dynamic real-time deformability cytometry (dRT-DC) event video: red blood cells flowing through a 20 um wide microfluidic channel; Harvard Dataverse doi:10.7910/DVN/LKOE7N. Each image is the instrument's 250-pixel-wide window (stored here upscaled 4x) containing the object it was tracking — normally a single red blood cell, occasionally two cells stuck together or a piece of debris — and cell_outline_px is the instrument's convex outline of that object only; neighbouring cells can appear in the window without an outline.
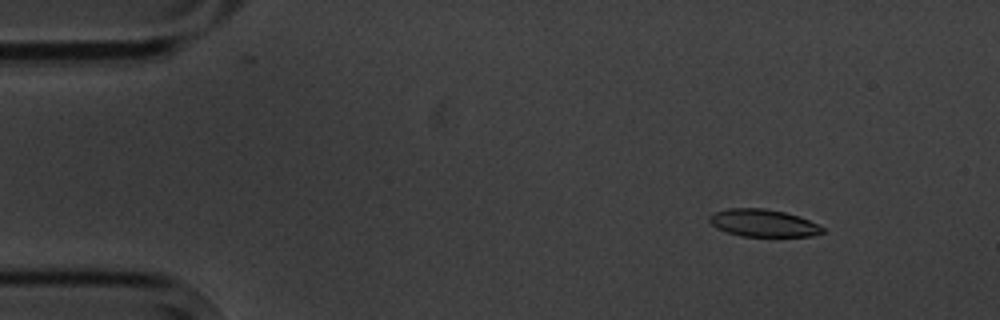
{"species": "common noctule bat (a hibernating species)", "species_latin": "Nyctalus noctula", "temperature_condition": "cold", "stored_images_in_passage": 8, "camera_frame_rate_fps": 3000, "um_per_image_px": 0.085, "animal": {"sex": "male", "body_mass_g": 20.1, "forearm_length_mm": 53.5}, "frame": {"image": 1, "passage_image": 2, "time_ms": 1.333, "image_size_px": [1000, 320], "cell_outline_px": [[824, 232], [812, 236], [740, 236], [716, 228], [708, 220], [708, 216], [712, 212], [728, 208], [764, 208], [784, 212], [808, 220], [824, 228]], "centroid_in_image_um": [64.81, 18.95], "position_along_channel_um": 20.2, "area_um2": 17.98}}
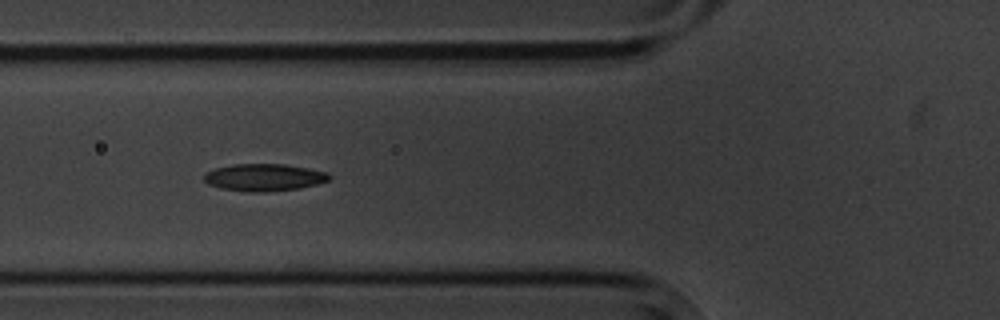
{"frame": {"image": 2, "passage_image": 6, "time_ms": 6.0, "image_size_px": [1000, 320], "cell_outline_px": [[332, 176], [328, 180], [316, 184], [300, 188], [264, 192], [248, 192], [220, 188], [208, 184], [204, 180], [204, 176], [208, 172], [216, 168], [232, 164], [284, 164], [308, 168], [328, 172]], "centroid_in_image_um": [22.46, 15.08], "position_along_channel_um": 103.3, "area_um2": 19.83}}
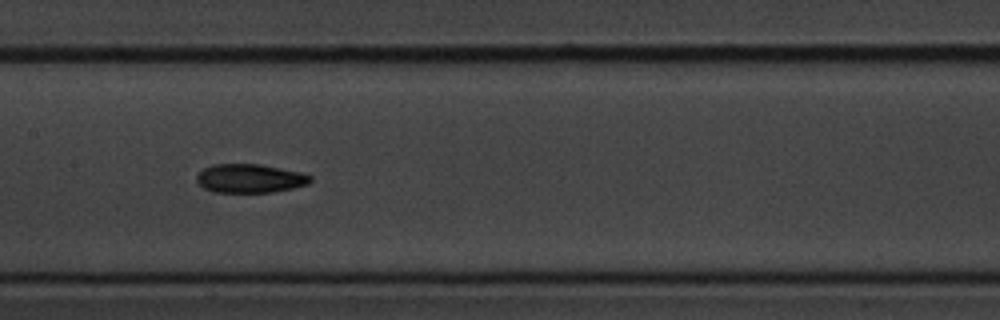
{"frame": {"image": 3, "passage_image": 8, "time_ms": 8.333, "image_size_px": [1000, 320], "cell_outline_px": [[312, 180], [308, 184], [292, 188], [272, 192], [212, 192], [204, 188], [196, 180], [196, 176], [204, 168], [212, 164], [260, 164], [300, 172], [312, 176]], "centroid_in_image_um": [21.23, 15.16], "position_along_channel_um": 186.2, "area_um2": 19.02}}